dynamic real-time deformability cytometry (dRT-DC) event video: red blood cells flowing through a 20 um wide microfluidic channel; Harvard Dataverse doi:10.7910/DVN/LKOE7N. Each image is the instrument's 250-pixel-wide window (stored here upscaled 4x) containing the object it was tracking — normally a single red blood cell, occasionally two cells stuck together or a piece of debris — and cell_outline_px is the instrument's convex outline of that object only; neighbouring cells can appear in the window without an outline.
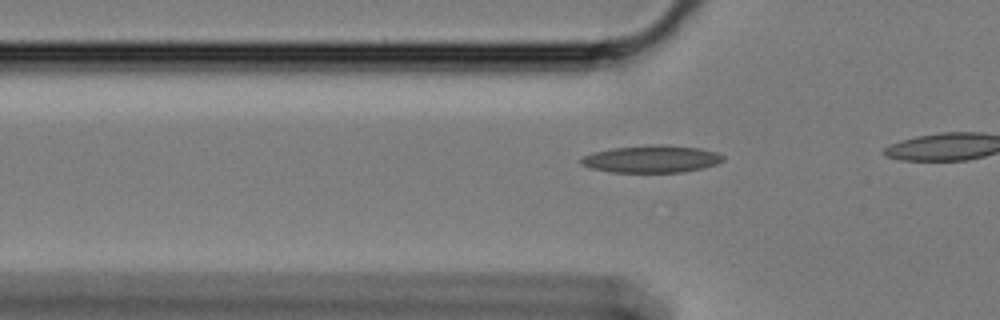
{"species": "Egyptian fruit bat (a non-hibernating species)", "species_latin": "Rousettus aegyptiacus", "temperature_condition": "cold", "stored_images_in_passage": 10, "camera_frame_rate_fps": 3000, "um_per_image_px": 0.085, "animal": {"sex": "female"}, "frame": {"image": 1, "passage_image": 4, "time_ms": 1.0, "image_size_px": [1000, 320], "cell_outline_px": [[724, 160], [716, 164], [704, 168], [684, 172], [612, 172], [592, 168], [580, 164], [580, 156], [592, 152], [612, 148], [652, 144], [668, 144], [700, 148], [716, 152], [724, 156]], "centroid_in_image_um": [55.38, 13.5], "position_along_channel_um": 70.4, "area_um2": 22.89}}
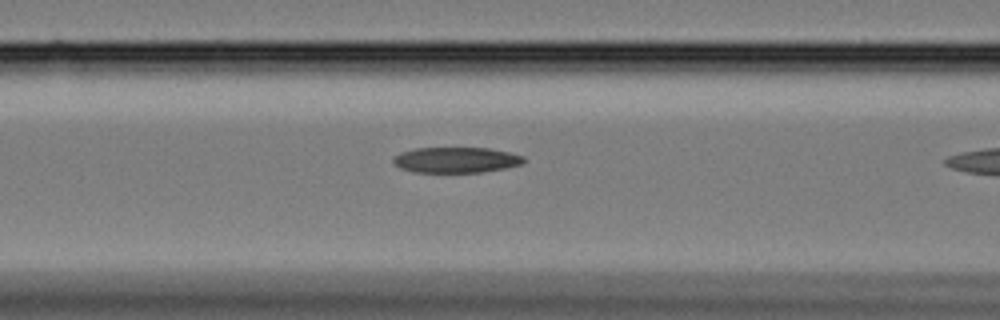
{"frame": {"image": 2, "passage_image": 9, "time_ms": 2.667, "image_size_px": [1000, 320], "cell_outline_px": [[524, 160], [520, 164], [504, 168], [480, 172], [412, 172], [400, 168], [392, 160], [400, 152], [416, 148], [488, 148], [508, 152], [524, 156]], "centroid_in_image_um": [38.74, 13.59], "position_along_channel_um": 127.9, "area_um2": 19.25}}